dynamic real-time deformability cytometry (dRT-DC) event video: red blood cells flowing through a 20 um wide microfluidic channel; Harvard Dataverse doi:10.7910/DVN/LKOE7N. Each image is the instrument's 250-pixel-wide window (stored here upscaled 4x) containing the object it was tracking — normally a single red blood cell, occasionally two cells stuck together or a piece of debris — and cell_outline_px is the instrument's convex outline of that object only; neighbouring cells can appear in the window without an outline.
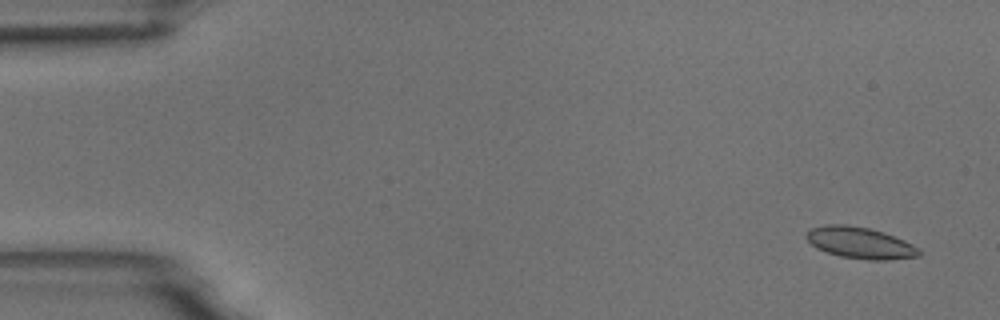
{"species": "common noctule bat (a hibernating species)", "species_latin": "Nyctalus noctula", "temperature_condition": "room temperature", "stored_images_in_passage": 54, "camera_frame_rate_fps": 3000, "um_per_image_px": 0.085, "animal": {"sex": "male", "body_mass_g": 18.8}, "frame": {"image": 1, "passage_image": 2, "time_ms": 0.333, "image_size_px": [1000, 320], "cell_outline_px": [[920, 256], [888, 260], [868, 260], [840, 256], [816, 248], [804, 236], [812, 228], [824, 224], [848, 224], [868, 228], [884, 232], [904, 240], [920, 248]], "centroid_in_image_um": [73.12, 20.64], "position_along_channel_um": 11.9, "area_um2": 20.69}}
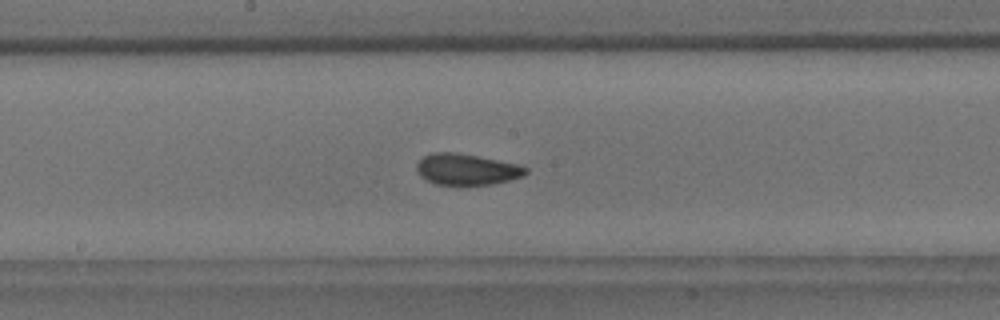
{"frame": {"image": 2, "passage_image": 28, "time_ms": 9.0, "image_size_px": [1000, 320], "cell_outline_px": [[528, 172], [524, 176], [492, 184], [436, 184], [420, 176], [416, 172], [416, 164], [424, 156], [432, 152], [456, 152], [520, 164], [528, 168]], "centroid_in_image_um": [39.68, 14.38], "position_along_channel_um": 208.5, "area_um2": 19.77}}
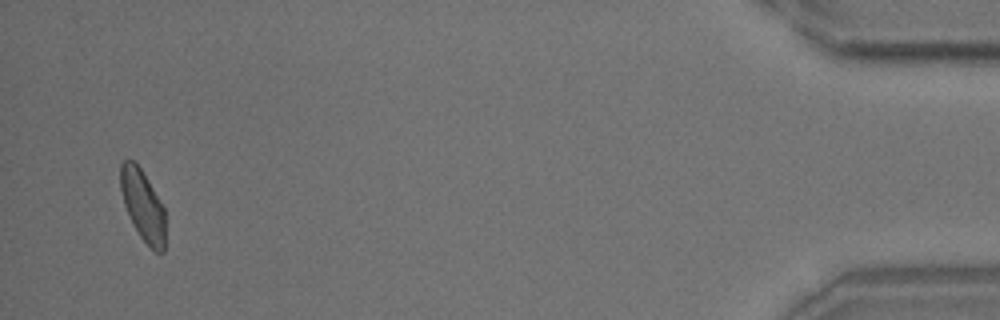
{"frame": {"image": 3, "passage_image": 52, "time_ms": 17.0, "image_size_px": [1000, 320], "cell_outline_px": [[164, 252], [156, 252], [140, 236], [132, 224], [124, 204], [120, 188], [120, 164], [124, 160], [132, 160], [140, 168], [148, 180], [164, 208]], "centroid_in_image_um": [12.12, 17.44], "position_along_channel_um": 423.1, "area_um2": 18.21}, "authors_computed_cell_mechanics": {"area_um2": 19.7387, "velocity_mm_per_s": 3.7049, "shape_relaxation_time_tau1_ms": 5.0793, "shape_relaxation_time_tau2_ms": 3.0664, "deformation_change_tau1": 0.1025, "deformation_change_tau2": 0.0598}}